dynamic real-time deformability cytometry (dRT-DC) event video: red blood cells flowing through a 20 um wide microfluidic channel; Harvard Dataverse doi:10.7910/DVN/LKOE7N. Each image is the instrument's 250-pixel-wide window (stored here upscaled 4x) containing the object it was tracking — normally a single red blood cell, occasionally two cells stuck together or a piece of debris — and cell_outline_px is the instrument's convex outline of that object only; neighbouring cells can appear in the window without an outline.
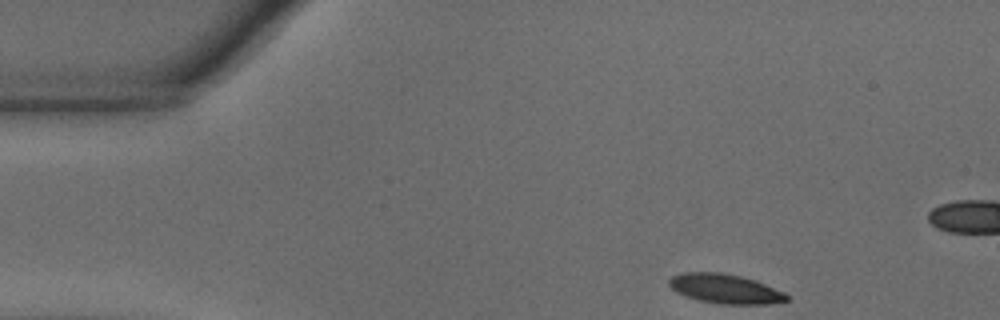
{"species": "common noctule bat (a hibernating species)", "species_latin": "Nyctalus noctula", "temperature_condition": "warm", "stored_images_in_passage": 49, "camera_frame_rate_fps": 3000, "um_per_image_px": 0.085, "animal": {"sex": "male", "body_mass_g": 18.8}, "frame": {"image": 1, "passage_image": 1, "time_ms": 0.0, "image_size_px": [1000, 320], "cell_outline_px": [[788, 300], [768, 304], [720, 304], [700, 300], [684, 296], [676, 292], [668, 284], [668, 280], [672, 276], [680, 272], [720, 272], [740, 276], [756, 280], [784, 292], [788, 296]], "centroid_in_image_um": [61.61, 24.54], "position_along_channel_um": 23.4, "area_um2": 20.23}}
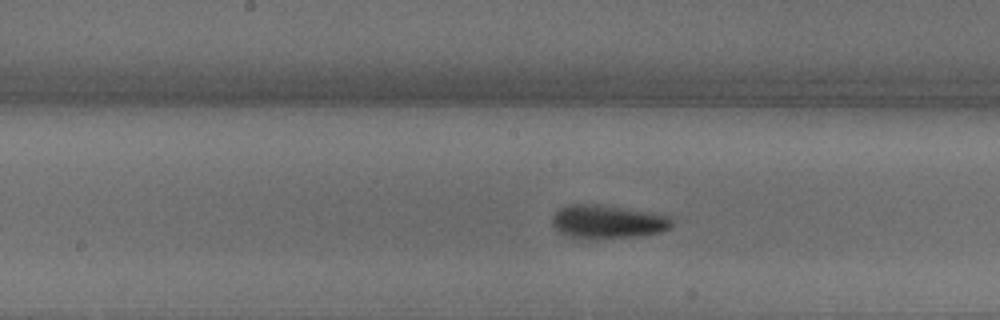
{"frame": {"image": 2, "passage_image": 21, "time_ms": 6.667, "image_size_px": [1000, 320], "cell_outline_px": [[672, 224], [664, 232], [640, 236], [588, 240], [568, 236], [556, 232], [552, 224], [552, 212], [556, 208], [564, 204], [584, 204], [620, 208], [668, 216], [672, 220]], "centroid_in_image_um": [51.52, 18.88], "position_along_channel_um": 196.7, "area_um2": 23.58}}
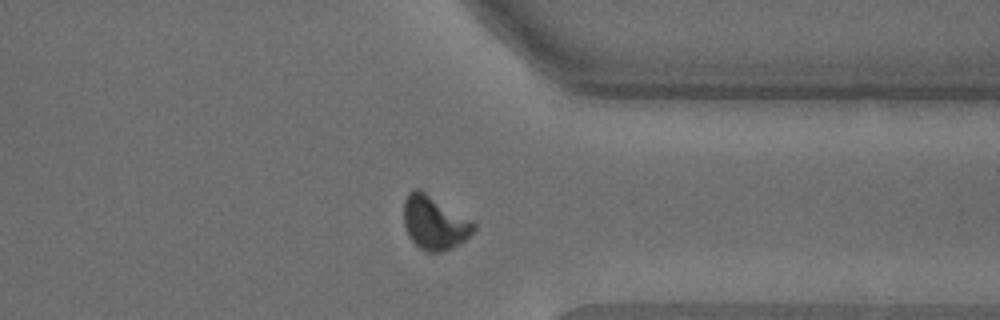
{"frame": {"image": 3, "passage_image": 36, "time_ms": 11.667, "image_size_px": [1000, 320], "cell_outline_px": [[476, 228], [464, 240], [452, 248], [440, 252], [428, 252], [420, 248], [408, 236], [404, 224], [404, 200], [408, 192], [416, 188], [420, 188], [472, 220], [476, 224]], "centroid_in_image_um": [36.91, 18.91], "position_along_channel_um": 374.5, "area_um2": 21.91}, "authors_computed_cell_mechanics": {"area_um2": 21.386, "velocity_mm_per_s": 3.6476, "shape_relaxation_time_tau1_ms": 3.8432, "shape_relaxation_time_tau2_ms": 2.5122, "deformation_change_tau1": 0.1768, "deformation_change_tau2": 0.0679}}